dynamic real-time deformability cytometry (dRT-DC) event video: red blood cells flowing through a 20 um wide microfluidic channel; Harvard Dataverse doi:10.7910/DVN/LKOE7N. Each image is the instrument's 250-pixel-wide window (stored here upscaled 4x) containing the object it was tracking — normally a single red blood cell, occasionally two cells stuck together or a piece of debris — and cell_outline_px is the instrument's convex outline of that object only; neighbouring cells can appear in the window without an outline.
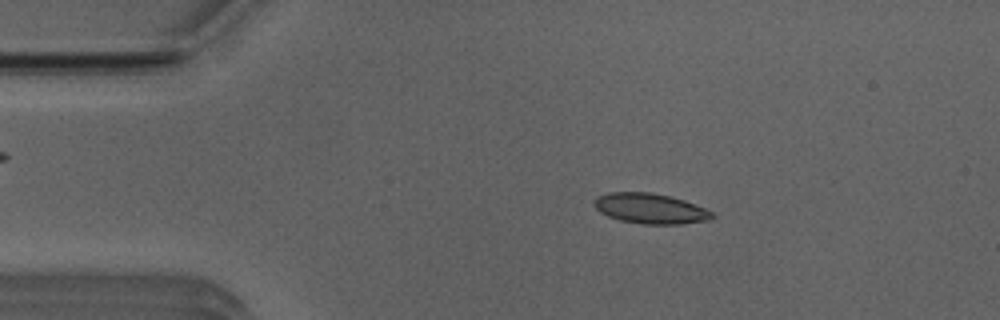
{"species": "Egyptian fruit bat (a non-hibernating species)", "species_latin": "Rousettus aegyptiacus", "temperature_condition": "room temperature", "stored_images_in_passage": 50, "camera_frame_rate_fps": 3000, "um_per_image_px": 0.085, "animal": {"sex": "male"}, "frame": {"image": 1, "passage_image": 8, "time_ms": 2.333, "image_size_px": [1000, 320], "cell_outline_px": [[712, 216], [708, 220], [680, 224], [640, 224], [620, 220], [608, 216], [600, 212], [596, 208], [596, 196], [608, 192], [652, 192], [684, 200], [704, 208], [712, 212]], "centroid_in_image_um": [55.25, 17.72], "position_along_channel_um": 29.8, "area_um2": 20.58}}
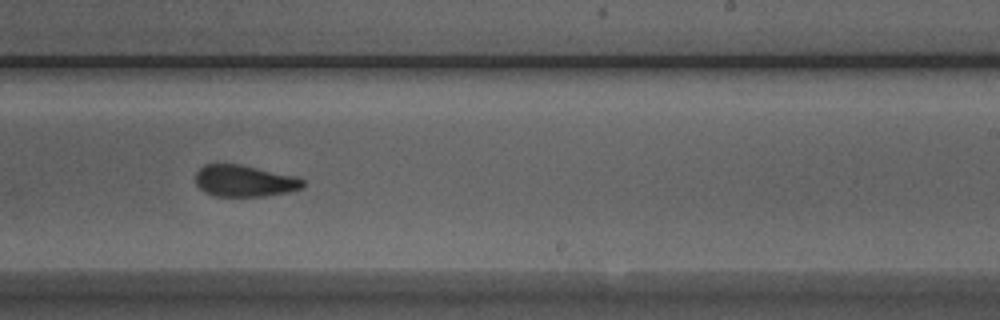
{"frame": {"image": 2, "passage_image": 30, "time_ms": 9.667, "image_size_px": [1000, 320], "cell_outline_px": [[304, 184], [300, 188], [288, 192], [264, 196], [216, 196], [204, 192], [196, 184], [196, 172], [204, 164], [240, 164], [296, 176], [304, 180]], "centroid_in_image_um": [20.76, 15.37], "position_along_channel_um": 268.2, "area_um2": 19.71}}
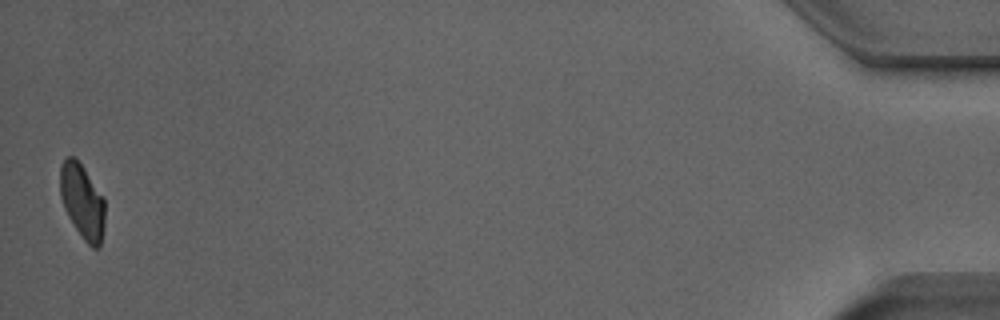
{"frame": {"image": 3, "passage_image": 50, "time_ms": 16.333, "image_size_px": [1000, 320], "cell_outline_px": [[104, 228], [100, 248], [92, 248], [84, 240], [68, 216], [64, 208], [60, 196], [60, 164], [68, 156], [72, 156], [84, 168], [104, 196]], "centroid_in_image_um": [7.0, 17.13], "position_along_channel_um": 428.2, "area_um2": 19.54}, "authors_computed_cell_mechanics": {"area_um2": 20.5479, "velocity_mm_per_s": 3.914, "shape_relaxation_time_tau1_ms": 8.392, "shape_relaxation_time_tau2_ms": 1.6078, "deformation_change_tau1": 0.1958, "deformation_change_tau2": 0.0759}}